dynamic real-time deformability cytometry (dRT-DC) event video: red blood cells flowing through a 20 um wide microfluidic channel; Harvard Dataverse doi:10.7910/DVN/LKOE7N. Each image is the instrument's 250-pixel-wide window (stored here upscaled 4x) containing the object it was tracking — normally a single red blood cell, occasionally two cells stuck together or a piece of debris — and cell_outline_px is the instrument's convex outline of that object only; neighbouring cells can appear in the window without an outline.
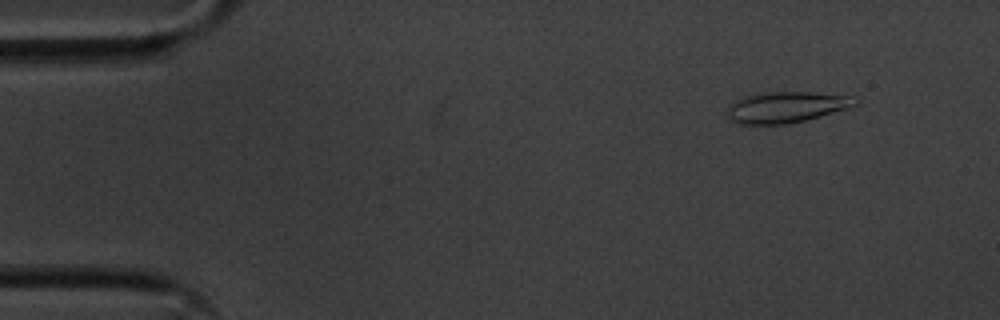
{"species": "common noctule bat (a hibernating species)", "species_latin": "Nyctalus noctula", "temperature_condition": "cold", "stored_images_in_passage": 48, "camera_frame_rate_fps": 3000, "um_per_image_px": 0.085, "animal": {"sex": "male", "body_mass_g": 20.1, "forearm_length_mm": 53.5}, "frame": {"image": 1, "passage_image": 6, "time_ms": 1.667, "image_size_px": [1000, 320], "cell_outline_px": [[860, 100], [856, 104], [848, 108], [820, 116], [804, 120], [784, 124], [740, 124], [728, 120], [728, 108], [736, 100], [748, 96], [768, 92], [808, 92], [856, 96]], "centroid_in_image_um": [66.87, 9.11], "position_along_channel_um": 18.1, "area_um2": 22.89}}
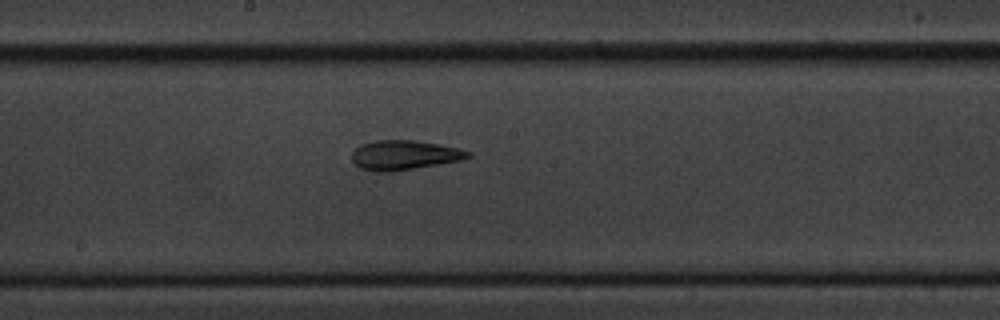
{"frame": {"image": 2, "passage_image": 30, "time_ms": 9.667, "image_size_px": [1000, 320], "cell_outline_px": [[472, 156], [460, 160], [392, 172], [376, 172], [360, 168], [352, 160], [352, 152], [360, 144], [376, 140], [416, 140], [440, 144], [460, 148], [472, 152]], "centroid_in_image_um": [34.37, 13.17], "position_along_channel_um": 213.8, "area_um2": 20.11}}
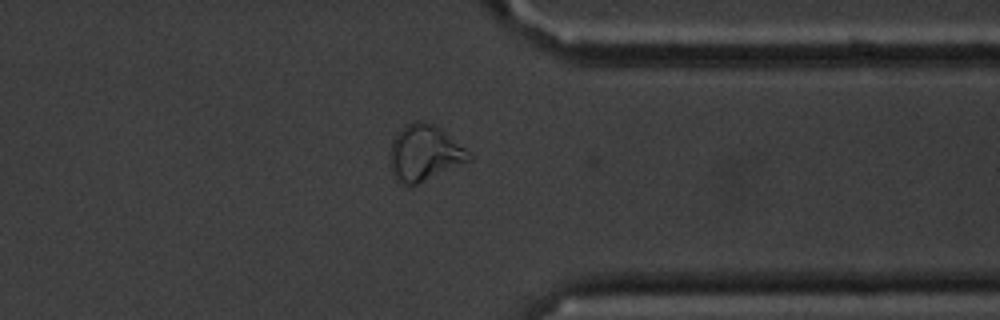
{"frame": {"image": 3, "passage_image": 44, "time_ms": 14.333, "image_size_px": [1000, 320], "cell_outline_px": [[472, 160], [416, 184], [404, 188], [396, 180], [392, 172], [392, 140], [412, 120], [424, 120], [440, 128], [464, 148], [472, 156]], "centroid_in_image_um": [36.09, 13.03], "position_along_channel_um": 375.3, "area_um2": 25.2}, "authors_computed_cell_mechanics": {"area_um2": 20.2878, "velocity_mm_per_s": 3.5443, "shape_relaxation_time_tau1_ms": 4.7315, "shape_relaxation_time_tau2_ms": 2.0735, "deformation_change_tau1": 0.1547, "deformation_change_tau2": 0.0948}}